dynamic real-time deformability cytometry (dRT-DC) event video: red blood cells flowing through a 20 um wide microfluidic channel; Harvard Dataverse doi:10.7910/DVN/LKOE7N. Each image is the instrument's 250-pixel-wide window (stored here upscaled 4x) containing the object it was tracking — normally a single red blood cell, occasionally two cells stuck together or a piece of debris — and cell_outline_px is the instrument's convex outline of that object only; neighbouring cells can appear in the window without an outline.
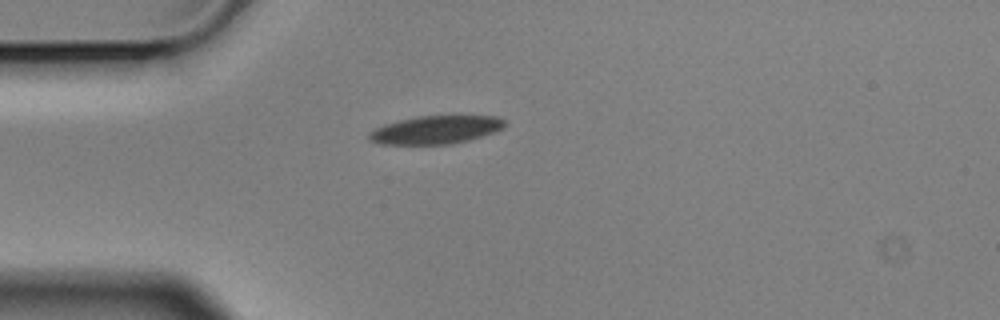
{"species": "Egyptian fruit bat (a non-hibernating species)", "species_latin": "Rousettus aegyptiacus", "temperature_condition": "cold", "stored_images_in_passage": 5, "camera_frame_rate_fps": 3000, "um_per_image_px": 0.085, "animal": {"sex": "male"}, "frame": {"image": 1, "passage_image": 5, "time_ms": 1.333, "image_size_px": [1000, 320], "cell_outline_px": [[508, 124], [504, 128], [496, 132], [468, 140], [452, 144], [380, 144], [368, 140], [368, 132], [384, 124], [416, 116], [496, 116], [504, 120]], "centroid_in_image_um": [37.05, 11.03], "position_along_channel_um": 47.9, "area_um2": 22.37}}